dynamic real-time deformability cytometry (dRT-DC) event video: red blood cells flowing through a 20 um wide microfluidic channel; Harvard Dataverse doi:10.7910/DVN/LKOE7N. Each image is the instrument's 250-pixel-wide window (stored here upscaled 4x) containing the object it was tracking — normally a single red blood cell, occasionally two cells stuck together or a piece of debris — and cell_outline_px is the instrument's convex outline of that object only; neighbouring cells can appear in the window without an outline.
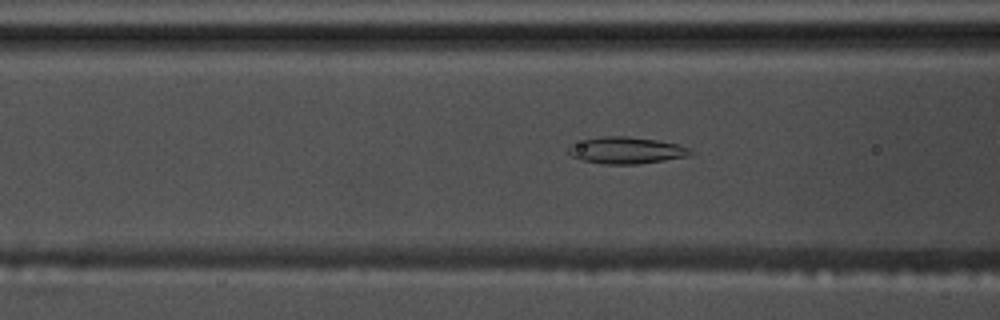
{"species": "common noctule bat (a hibernating species)", "species_latin": "Nyctalus noctula", "temperature_condition": "warm", "stored_images_in_passage": 56, "camera_frame_rate_fps": 3000, "um_per_image_px": 0.085, "animal": {"sex": "male", "body_mass_g": 17.5, "forearm_length_mm": 52.3}, "frame": {"image": 1, "passage_image": 22, "time_ms": 7.0, "image_size_px": [1000, 320], "cell_outline_px": [[696, 152], [688, 156], [640, 164], [604, 164], [584, 160], [572, 156], [568, 152], [568, 144], [584, 140], [604, 136], [628, 136], [656, 140], [680, 144]], "centroid_in_image_um": [53.25, 12.78], "position_along_channel_um": 113.3, "area_um2": 19.02}}
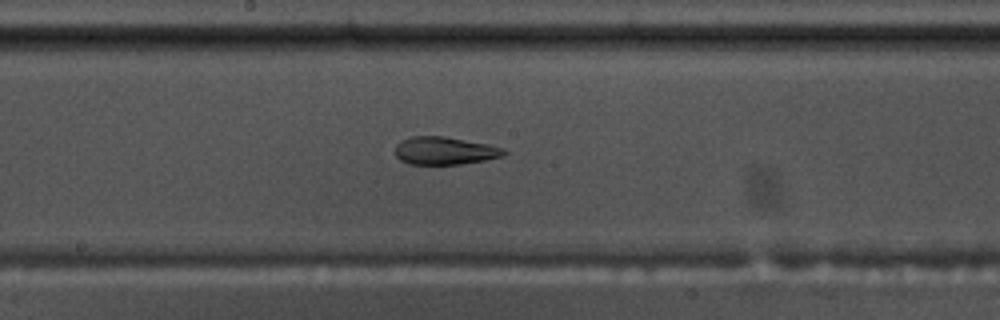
{"frame": {"image": 2, "passage_image": 30, "time_ms": 9.667, "image_size_px": [1000, 320], "cell_outline_px": [[508, 152], [504, 156], [484, 160], [460, 164], [408, 164], [400, 160], [396, 156], [396, 144], [400, 140], [412, 136], [444, 136], [488, 144], [504, 148]], "centroid_in_image_um": [37.8, 12.81], "position_along_channel_um": 210.4, "area_um2": 17.69}}
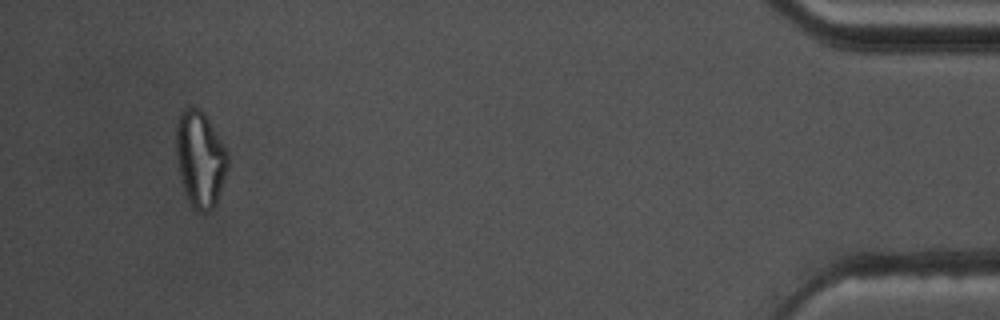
{"frame": {"image": 3, "passage_image": 53, "time_ms": 17.333, "image_size_px": [1000, 320], "cell_outline_px": [[228, 168], [216, 204], [208, 212], [200, 212], [188, 200], [184, 188], [180, 172], [176, 152], [176, 124], [180, 112], [188, 108], [196, 108], [204, 112], [228, 152]], "centroid_in_image_um": [17.03, 13.5], "position_along_channel_um": 418.2, "area_um2": 28.5}, "authors_computed_cell_mechanics": {"area_um2": 21.9351, "velocity_mm_per_s": 3.649, "shape_relaxation_time_tau1_ms": null, "shape_relaxation_time_tau2_ms": 2.5687, "deformation_change_tau1": null, "deformation_change_tau2": 0.102}}